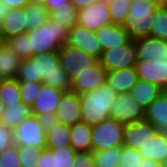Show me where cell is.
I'll return each instance as SVG.
<instances>
[{"label":"cell","mask_w":167,"mask_h":167,"mask_svg":"<svg viewBox=\"0 0 167 167\" xmlns=\"http://www.w3.org/2000/svg\"><path fill=\"white\" fill-rule=\"evenodd\" d=\"M15 79L18 82L40 81L64 92L71 91V79L60 65L58 50L22 60Z\"/></svg>","instance_id":"obj_1"},{"label":"cell","mask_w":167,"mask_h":167,"mask_svg":"<svg viewBox=\"0 0 167 167\" xmlns=\"http://www.w3.org/2000/svg\"><path fill=\"white\" fill-rule=\"evenodd\" d=\"M117 95L107 82L93 91L79 94L81 122L93 126L110 118Z\"/></svg>","instance_id":"obj_2"},{"label":"cell","mask_w":167,"mask_h":167,"mask_svg":"<svg viewBox=\"0 0 167 167\" xmlns=\"http://www.w3.org/2000/svg\"><path fill=\"white\" fill-rule=\"evenodd\" d=\"M69 30L50 19L41 27L28 30L29 59L34 55L59 50L66 44Z\"/></svg>","instance_id":"obj_3"},{"label":"cell","mask_w":167,"mask_h":167,"mask_svg":"<svg viewBox=\"0 0 167 167\" xmlns=\"http://www.w3.org/2000/svg\"><path fill=\"white\" fill-rule=\"evenodd\" d=\"M160 5L159 0H131L123 26L132 40L149 36L154 12Z\"/></svg>","instance_id":"obj_4"},{"label":"cell","mask_w":167,"mask_h":167,"mask_svg":"<svg viewBox=\"0 0 167 167\" xmlns=\"http://www.w3.org/2000/svg\"><path fill=\"white\" fill-rule=\"evenodd\" d=\"M124 125L108 118L92 126V151L123 146Z\"/></svg>","instance_id":"obj_5"},{"label":"cell","mask_w":167,"mask_h":167,"mask_svg":"<svg viewBox=\"0 0 167 167\" xmlns=\"http://www.w3.org/2000/svg\"><path fill=\"white\" fill-rule=\"evenodd\" d=\"M14 146H30L46 149V132L41 126L38 117L30 114L13 130Z\"/></svg>","instance_id":"obj_6"},{"label":"cell","mask_w":167,"mask_h":167,"mask_svg":"<svg viewBox=\"0 0 167 167\" xmlns=\"http://www.w3.org/2000/svg\"><path fill=\"white\" fill-rule=\"evenodd\" d=\"M134 67L138 78L167 91V40H165L164 52L156 59L137 61Z\"/></svg>","instance_id":"obj_7"},{"label":"cell","mask_w":167,"mask_h":167,"mask_svg":"<svg viewBox=\"0 0 167 167\" xmlns=\"http://www.w3.org/2000/svg\"><path fill=\"white\" fill-rule=\"evenodd\" d=\"M145 117V108L139 104L130 94L120 93L111 106L110 118L119 121L123 125L142 121Z\"/></svg>","instance_id":"obj_8"},{"label":"cell","mask_w":167,"mask_h":167,"mask_svg":"<svg viewBox=\"0 0 167 167\" xmlns=\"http://www.w3.org/2000/svg\"><path fill=\"white\" fill-rule=\"evenodd\" d=\"M60 65L72 80L76 73L88 71L98 60L84 50L64 44L58 50Z\"/></svg>","instance_id":"obj_9"},{"label":"cell","mask_w":167,"mask_h":167,"mask_svg":"<svg viewBox=\"0 0 167 167\" xmlns=\"http://www.w3.org/2000/svg\"><path fill=\"white\" fill-rule=\"evenodd\" d=\"M137 62L135 40L129 43L107 49L102 52L99 63L107 72L134 67Z\"/></svg>","instance_id":"obj_10"},{"label":"cell","mask_w":167,"mask_h":167,"mask_svg":"<svg viewBox=\"0 0 167 167\" xmlns=\"http://www.w3.org/2000/svg\"><path fill=\"white\" fill-rule=\"evenodd\" d=\"M110 10L107 0L93 3L78 11V25L91 31H97L105 25L111 24Z\"/></svg>","instance_id":"obj_11"},{"label":"cell","mask_w":167,"mask_h":167,"mask_svg":"<svg viewBox=\"0 0 167 167\" xmlns=\"http://www.w3.org/2000/svg\"><path fill=\"white\" fill-rule=\"evenodd\" d=\"M66 44L84 50L98 61L102 56L103 51L100 43L95 37V32L78 24L69 30Z\"/></svg>","instance_id":"obj_12"},{"label":"cell","mask_w":167,"mask_h":167,"mask_svg":"<svg viewBox=\"0 0 167 167\" xmlns=\"http://www.w3.org/2000/svg\"><path fill=\"white\" fill-rule=\"evenodd\" d=\"M107 71L99 61L88 71L78 72L71 80V91L79 94L93 91L106 83Z\"/></svg>","instance_id":"obj_13"},{"label":"cell","mask_w":167,"mask_h":167,"mask_svg":"<svg viewBox=\"0 0 167 167\" xmlns=\"http://www.w3.org/2000/svg\"><path fill=\"white\" fill-rule=\"evenodd\" d=\"M158 132V129L146 120L124 125L123 146L139 149Z\"/></svg>","instance_id":"obj_14"},{"label":"cell","mask_w":167,"mask_h":167,"mask_svg":"<svg viewBox=\"0 0 167 167\" xmlns=\"http://www.w3.org/2000/svg\"><path fill=\"white\" fill-rule=\"evenodd\" d=\"M55 115L59 123L67 126L81 122L79 95L73 91L64 92Z\"/></svg>","instance_id":"obj_15"},{"label":"cell","mask_w":167,"mask_h":167,"mask_svg":"<svg viewBox=\"0 0 167 167\" xmlns=\"http://www.w3.org/2000/svg\"><path fill=\"white\" fill-rule=\"evenodd\" d=\"M63 93L62 90L42 83L38 96L31 106V114L39 116L46 112L55 113Z\"/></svg>","instance_id":"obj_16"},{"label":"cell","mask_w":167,"mask_h":167,"mask_svg":"<svg viewBox=\"0 0 167 167\" xmlns=\"http://www.w3.org/2000/svg\"><path fill=\"white\" fill-rule=\"evenodd\" d=\"M95 37L100 43L102 51L125 45L132 40L124 26L112 23L95 31Z\"/></svg>","instance_id":"obj_17"},{"label":"cell","mask_w":167,"mask_h":167,"mask_svg":"<svg viewBox=\"0 0 167 167\" xmlns=\"http://www.w3.org/2000/svg\"><path fill=\"white\" fill-rule=\"evenodd\" d=\"M76 151L70 146L42 149V155L36 167H71Z\"/></svg>","instance_id":"obj_18"},{"label":"cell","mask_w":167,"mask_h":167,"mask_svg":"<svg viewBox=\"0 0 167 167\" xmlns=\"http://www.w3.org/2000/svg\"><path fill=\"white\" fill-rule=\"evenodd\" d=\"M144 120L167 134V91H163L146 109Z\"/></svg>","instance_id":"obj_19"},{"label":"cell","mask_w":167,"mask_h":167,"mask_svg":"<svg viewBox=\"0 0 167 167\" xmlns=\"http://www.w3.org/2000/svg\"><path fill=\"white\" fill-rule=\"evenodd\" d=\"M3 40L27 32L26 13L24 9H10L0 23Z\"/></svg>","instance_id":"obj_20"},{"label":"cell","mask_w":167,"mask_h":167,"mask_svg":"<svg viewBox=\"0 0 167 167\" xmlns=\"http://www.w3.org/2000/svg\"><path fill=\"white\" fill-rule=\"evenodd\" d=\"M137 80L135 67L109 71L106 78L107 84L118 94L130 92Z\"/></svg>","instance_id":"obj_21"},{"label":"cell","mask_w":167,"mask_h":167,"mask_svg":"<svg viewBox=\"0 0 167 167\" xmlns=\"http://www.w3.org/2000/svg\"><path fill=\"white\" fill-rule=\"evenodd\" d=\"M138 151L144 159L163 164L167 159V134L158 132L149 142L140 146Z\"/></svg>","instance_id":"obj_22"},{"label":"cell","mask_w":167,"mask_h":167,"mask_svg":"<svg viewBox=\"0 0 167 167\" xmlns=\"http://www.w3.org/2000/svg\"><path fill=\"white\" fill-rule=\"evenodd\" d=\"M137 61L156 59L165 50V40L145 36L135 39Z\"/></svg>","instance_id":"obj_23"},{"label":"cell","mask_w":167,"mask_h":167,"mask_svg":"<svg viewBox=\"0 0 167 167\" xmlns=\"http://www.w3.org/2000/svg\"><path fill=\"white\" fill-rule=\"evenodd\" d=\"M91 133L92 126L84 122H79L70 126L69 145L76 152L92 151Z\"/></svg>","instance_id":"obj_24"},{"label":"cell","mask_w":167,"mask_h":167,"mask_svg":"<svg viewBox=\"0 0 167 167\" xmlns=\"http://www.w3.org/2000/svg\"><path fill=\"white\" fill-rule=\"evenodd\" d=\"M163 92L157 85L138 78L130 90V94L145 109Z\"/></svg>","instance_id":"obj_25"},{"label":"cell","mask_w":167,"mask_h":167,"mask_svg":"<svg viewBox=\"0 0 167 167\" xmlns=\"http://www.w3.org/2000/svg\"><path fill=\"white\" fill-rule=\"evenodd\" d=\"M22 60L3 42L0 45V80L15 79Z\"/></svg>","instance_id":"obj_26"},{"label":"cell","mask_w":167,"mask_h":167,"mask_svg":"<svg viewBox=\"0 0 167 167\" xmlns=\"http://www.w3.org/2000/svg\"><path fill=\"white\" fill-rule=\"evenodd\" d=\"M31 114V108L20 102L4 108L0 122L6 127L14 129L21 121Z\"/></svg>","instance_id":"obj_27"},{"label":"cell","mask_w":167,"mask_h":167,"mask_svg":"<svg viewBox=\"0 0 167 167\" xmlns=\"http://www.w3.org/2000/svg\"><path fill=\"white\" fill-rule=\"evenodd\" d=\"M23 9L26 13L27 31L33 29L34 27H41L49 19V11L42 4L30 2Z\"/></svg>","instance_id":"obj_28"},{"label":"cell","mask_w":167,"mask_h":167,"mask_svg":"<svg viewBox=\"0 0 167 167\" xmlns=\"http://www.w3.org/2000/svg\"><path fill=\"white\" fill-rule=\"evenodd\" d=\"M0 100L5 107L22 102L19 82L16 79L0 80Z\"/></svg>","instance_id":"obj_29"},{"label":"cell","mask_w":167,"mask_h":167,"mask_svg":"<svg viewBox=\"0 0 167 167\" xmlns=\"http://www.w3.org/2000/svg\"><path fill=\"white\" fill-rule=\"evenodd\" d=\"M70 141V126L58 123L46 133V149L68 146Z\"/></svg>","instance_id":"obj_30"},{"label":"cell","mask_w":167,"mask_h":167,"mask_svg":"<svg viewBox=\"0 0 167 167\" xmlns=\"http://www.w3.org/2000/svg\"><path fill=\"white\" fill-rule=\"evenodd\" d=\"M92 152L95 167H117L119 165L121 146Z\"/></svg>","instance_id":"obj_31"},{"label":"cell","mask_w":167,"mask_h":167,"mask_svg":"<svg viewBox=\"0 0 167 167\" xmlns=\"http://www.w3.org/2000/svg\"><path fill=\"white\" fill-rule=\"evenodd\" d=\"M49 19L71 29L78 23V10L72 4L69 7L58 8L49 11Z\"/></svg>","instance_id":"obj_32"},{"label":"cell","mask_w":167,"mask_h":167,"mask_svg":"<svg viewBox=\"0 0 167 167\" xmlns=\"http://www.w3.org/2000/svg\"><path fill=\"white\" fill-rule=\"evenodd\" d=\"M150 25V37L167 40V11L162 5L154 12Z\"/></svg>","instance_id":"obj_33"},{"label":"cell","mask_w":167,"mask_h":167,"mask_svg":"<svg viewBox=\"0 0 167 167\" xmlns=\"http://www.w3.org/2000/svg\"><path fill=\"white\" fill-rule=\"evenodd\" d=\"M112 24L123 26L129 13L131 0H107Z\"/></svg>","instance_id":"obj_34"},{"label":"cell","mask_w":167,"mask_h":167,"mask_svg":"<svg viewBox=\"0 0 167 167\" xmlns=\"http://www.w3.org/2000/svg\"><path fill=\"white\" fill-rule=\"evenodd\" d=\"M4 42L21 60L29 59V40L27 32L9 37L5 39Z\"/></svg>","instance_id":"obj_35"},{"label":"cell","mask_w":167,"mask_h":167,"mask_svg":"<svg viewBox=\"0 0 167 167\" xmlns=\"http://www.w3.org/2000/svg\"><path fill=\"white\" fill-rule=\"evenodd\" d=\"M18 154L21 167H36L40 161L42 149L38 147L20 146L18 147Z\"/></svg>","instance_id":"obj_36"},{"label":"cell","mask_w":167,"mask_h":167,"mask_svg":"<svg viewBox=\"0 0 167 167\" xmlns=\"http://www.w3.org/2000/svg\"><path fill=\"white\" fill-rule=\"evenodd\" d=\"M41 84L42 82L40 81L19 82L20 96L22 102L30 108L38 96Z\"/></svg>","instance_id":"obj_37"},{"label":"cell","mask_w":167,"mask_h":167,"mask_svg":"<svg viewBox=\"0 0 167 167\" xmlns=\"http://www.w3.org/2000/svg\"><path fill=\"white\" fill-rule=\"evenodd\" d=\"M143 159L138 149L121 146L119 164L123 165V167H140Z\"/></svg>","instance_id":"obj_38"},{"label":"cell","mask_w":167,"mask_h":167,"mask_svg":"<svg viewBox=\"0 0 167 167\" xmlns=\"http://www.w3.org/2000/svg\"><path fill=\"white\" fill-rule=\"evenodd\" d=\"M0 167H21L17 146L13 145L0 154Z\"/></svg>","instance_id":"obj_39"},{"label":"cell","mask_w":167,"mask_h":167,"mask_svg":"<svg viewBox=\"0 0 167 167\" xmlns=\"http://www.w3.org/2000/svg\"><path fill=\"white\" fill-rule=\"evenodd\" d=\"M14 145L12 129L0 122V154Z\"/></svg>","instance_id":"obj_40"},{"label":"cell","mask_w":167,"mask_h":167,"mask_svg":"<svg viewBox=\"0 0 167 167\" xmlns=\"http://www.w3.org/2000/svg\"><path fill=\"white\" fill-rule=\"evenodd\" d=\"M71 167H95L93 152H76Z\"/></svg>","instance_id":"obj_41"},{"label":"cell","mask_w":167,"mask_h":167,"mask_svg":"<svg viewBox=\"0 0 167 167\" xmlns=\"http://www.w3.org/2000/svg\"><path fill=\"white\" fill-rule=\"evenodd\" d=\"M37 117L46 133L49 132L55 125L59 123V120L55 115V113L46 112V113L40 114Z\"/></svg>","instance_id":"obj_42"},{"label":"cell","mask_w":167,"mask_h":167,"mask_svg":"<svg viewBox=\"0 0 167 167\" xmlns=\"http://www.w3.org/2000/svg\"><path fill=\"white\" fill-rule=\"evenodd\" d=\"M70 5V0H47L44 6L48 9V11H55L58 8L69 7Z\"/></svg>","instance_id":"obj_43"},{"label":"cell","mask_w":167,"mask_h":167,"mask_svg":"<svg viewBox=\"0 0 167 167\" xmlns=\"http://www.w3.org/2000/svg\"><path fill=\"white\" fill-rule=\"evenodd\" d=\"M10 9H23L31 0H0Z\"/></svg>","instance_id":"obj_44"},{"label":"cell","mask_w":167,"mask_h":167,"mask_svg":"<svg viewBox=\"0 0 167 167\" xmlns=\"http://www.w3.org/2000/svg\"><path fill=\"white\" fill-rule=\"evenodd\" d=\"M102 0H70L71 4L78 10H82L93 3H97Z\"/></svg>","instance_id":"obj_45"},{"label":"cell","mask_w":167,"mask_h":167,"mask_svg":"<svg viewBox=\"0 0 167 167\" xmlns=\"http://www.w3.org/2000/svg\"><path fill=\"white\" fill-rule=\"evenodd\" d=\"M140 167H162V164L152 161L151 159H143V162L140 165Z\"/></svg>","instance_id":"obj_46"},{"label":"cell","mask_w":167,"mask_h":167,"mask_svg":"<svg viewBox=\"0 0 167 167\" xmlns=\"http://www.w3.org/2000/svg\"><path fill=\"white\" fill-rule=\"evenodd\" d=\"M10 8L7 7L4 3L0 2V23L2 19L9 13Z\"/></svg>","instance_id":"obj_47"},{"label":"cell","mask_w":167,"mask_h":167,"mask_svg":"<svg viewBox=\"0 0 167 167\" xmlns=\"http://www.w3.org/2000/svg\"><path fill=\"white\" fill-rule=\"evenodd\" d=\"M31 2L37 3V4H42L45 5L47 0H31Z\"/></svg>","instance_id":"obj_48"},{"label":"cell","mask_w":167,"mask_h":167,"mask_svg":"<svg viewBox=\"0 0 167 167\" xmlns=\"http://www.w3.org/2000/svg\"><path fill=\"white\" fill-rule=\"evenodd\" d=\"M5 108V105L2 103V101L0 100V119H1V116H2V112Z\"/></svg>","instance_id":"obj_49"},{"label":"cell","mask_w":167,"mask_h":167,"mask_svg":"<svg viewBox=\"0 0 167 167\" xmlns=\"http://www.w3.org/2000/svg\"><path fill=\"white\" fill-rule=\"evenodd\" d=\"M167 11V1H165L164 3L161 4Z\"/></svg>","instance_id":"obj_50"},{"label":"cell","mask_w":167,"mask_h":167,"mask_svg":"<svg viewBox=\"0 0 167 167\" xmlns=\"http://www.w3.org/2000/svg\"><path fill=\"white\" fill-rule=\"evenodd\" d=\"M4 42L1 31H0V45Z\"/></svg>","instance_id":"obj_51"},{"label":"cell","mask_w":167,"mask_h":167,"mask_svg":"<svg viewBox=\"0 0 167 167\" xmlns=\"http://www.w3.org/2000/svg\"><path fill=\"white\" fill-rule=\"evenodd\" d=\"M162 167H167V159H166L165 162L162 164Z\"/></svg>","instance_id":"obj_52"},{"label":"cell","mask_w":167,"mask_h":167,"mask_svg":"<svg viewBox=\"0 0 167 167\" xmlns=\"http://www.w3.org/2000/svg\"><path fill=\"white\" fill-rule=\"evenodd\" d=\"M165 1H167V0H159V3L162 4V3H164Z\"/></svg>","instance_id":"obj_53"}]
</instances>
